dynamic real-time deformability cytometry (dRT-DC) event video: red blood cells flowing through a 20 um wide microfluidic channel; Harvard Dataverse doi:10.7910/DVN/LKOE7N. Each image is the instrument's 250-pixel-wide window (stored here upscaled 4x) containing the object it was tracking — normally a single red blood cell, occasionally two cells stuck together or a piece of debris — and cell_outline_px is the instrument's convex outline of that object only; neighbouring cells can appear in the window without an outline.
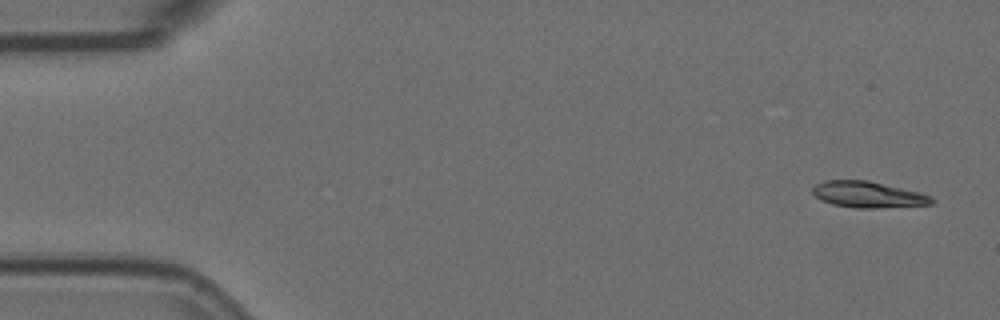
{"species": "Egyptian fruit bat (a non-hibernating species)", "species_latin": "Rousettus aegyptiacus", "temperature_condition": "room temperature", "stored_images_in_passage": 6, "camera_frame_rate_fps": 3000, "um_per_image_px": 0.085, "animal": {"sex": "female"}, "frame": {"image": 1, "passage_image": 1, "time_ms": 0.0, "image_size_px": [1000, 320], "cell_outline_px": [[936, 200], [932, 204], [876, 208], [856, 208], [832, 204], [816, 196], [812, 192], [812, 188], [816, 184], [824, 180], [868, 180], [920, 192], [932, 196]], "centroid_in_image_um": [73.82, 16.53], "position_along_channel_um": 11.2, "area_um2": 18.15}}
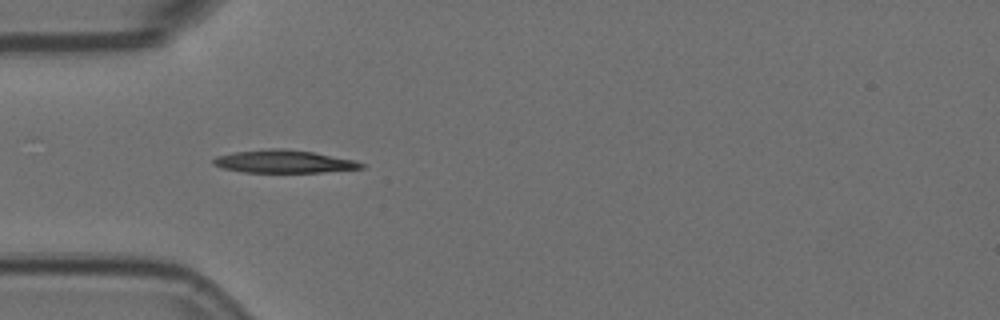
{"frame": {"image": 2, "passage_image": 5, "time_ms": 1.333, "image_size_px": [1000, 320], "cell_outline_px": [[364, 168], [320, 172], [244, 172], [224, 168], [212, 164], [212, 160], [216, 156], [232, 152], [268, 148], [284, 148], [312, 152], [356, 160], [364, 164]], "centroid_in_image_um": [24.1, 13.72], "position_along_channel_um": 60.9, "area_um2": 19.65}}
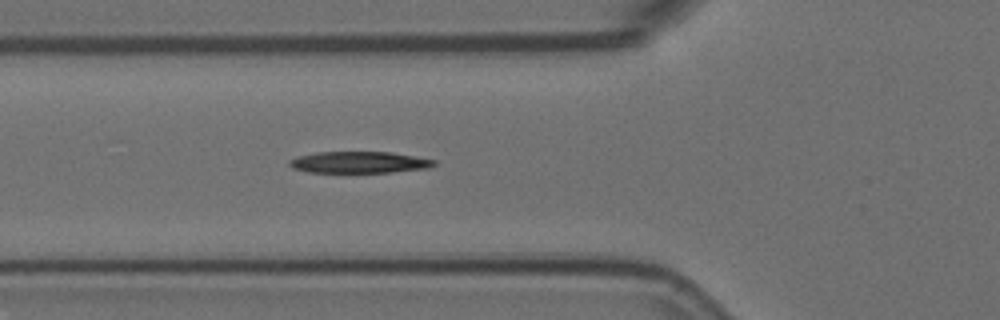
{"frame": {"image": 3, "passage_image": 6, "time_ms": 1.667, "image_size_px": [1000, 320], "cell_outline_px": [[436, 164], [428, 168], [392, 172], [308, 172], [292, 168], [288, 164], [288, 160], [296, 156], [316, 152], [392, 152], [436, 160]], "centroid_in_image_um": [30.49, 13.79], "position_along_channel_um": 95.3, "area_um2": 18.21}}